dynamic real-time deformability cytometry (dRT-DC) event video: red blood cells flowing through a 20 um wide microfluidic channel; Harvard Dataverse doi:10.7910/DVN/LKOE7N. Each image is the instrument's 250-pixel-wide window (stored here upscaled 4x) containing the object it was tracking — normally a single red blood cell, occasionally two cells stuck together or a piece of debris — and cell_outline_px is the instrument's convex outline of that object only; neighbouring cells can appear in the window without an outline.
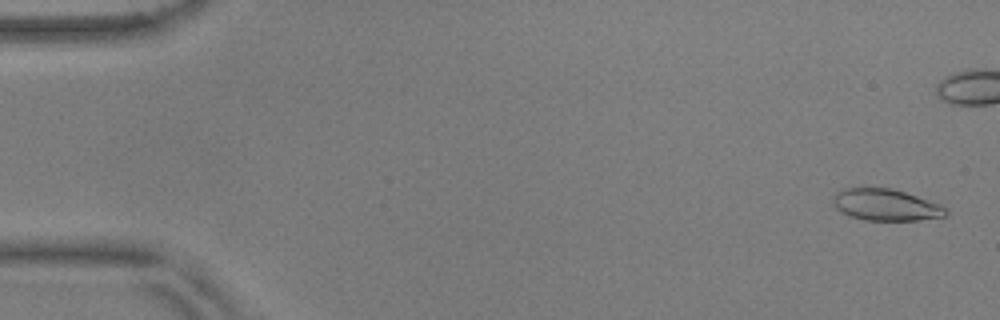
{"species": "common noctule bat (a hibernating species)", "species_latin": "Nyctalus noctula", "temperature_condition": "warm", "stored_images_in_passage": 45, "camera_frame_rate_fps": 3000, "um_per_image_px": 0.085, "animal": {"sex": "male", "body_mass_g": 17.9, "forearm_length_mm": 54.2}, "frame": {"image": 1, "passage_image": 2, "time_ms": 0.333, "image_size_px": [1000, 320], "cell_outline_px": [[948, 216], [916, 220], [864, 220], [848, 216], [840, 212], [832, 204], [832, 196], [836, 192], [844, 188], [892, 188], [940, 204], [948, 208]], "centroid_in_image_um": [75.27, 17.42], "position_along_channel_um": 9.7, "area_um2": 20.98}}
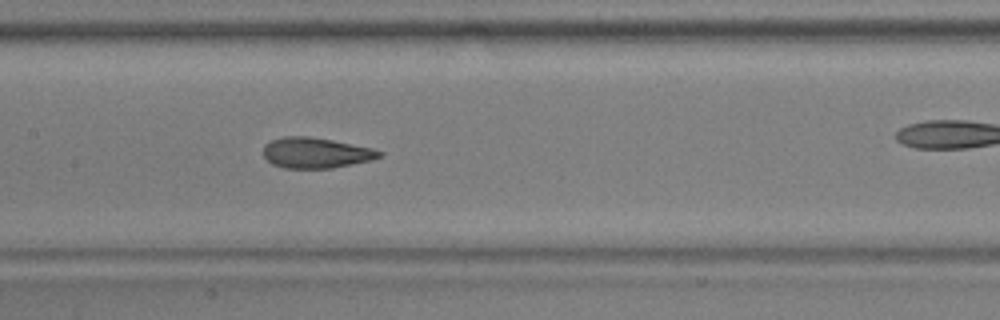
{"frame": {"image": 2, "passage_image": 27, "time_ms": 8.667, "image_size_px": [1000, 320], "cell_outline_px": [[384, 156], [372, 160], [332, 168], [284, 168], [272, 164], [264, 156], [264, 144], [272, 140], [284, 136], [308, 136], [332, 140], [372, 148], [384, 152]], "centroid_in_image_um": [26.87, 12.99], "position_along_channel_um": 180.5, "area_um2": 20.69}}
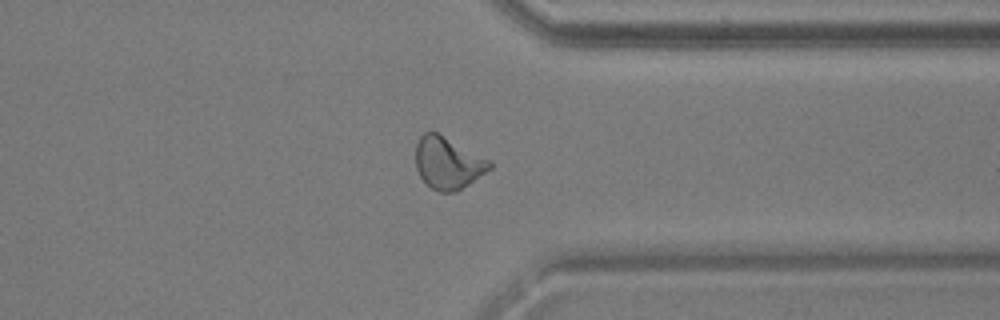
{"frame": {"image": 3, "passage_image": 43, "time_ms": 14.0, "image_size_px": [1000, 320], "cell_outline_px": [[492, 168], [456, 192], [440, 192], [432, 188], [420, 176], [416, 168], [416, 144], [420, 136], [424, 132], [436, 132], [488, 160], [492, 164]], "centroid_in_image_um": [38.04, 13.87], "position_along_channel_um": 373.4, "area_um2": 21.85}}